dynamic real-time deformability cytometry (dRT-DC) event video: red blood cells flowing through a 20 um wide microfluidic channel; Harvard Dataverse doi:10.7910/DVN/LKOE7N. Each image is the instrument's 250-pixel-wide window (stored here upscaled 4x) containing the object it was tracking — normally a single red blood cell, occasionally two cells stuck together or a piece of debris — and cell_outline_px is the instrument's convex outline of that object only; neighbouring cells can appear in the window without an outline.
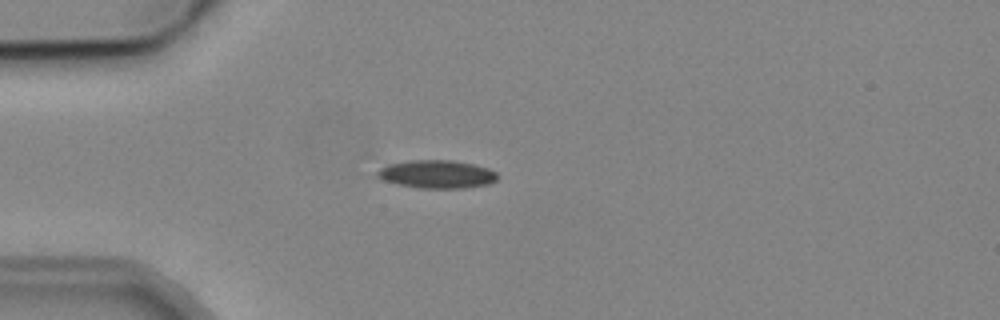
{"species": "common noctule bat (a hibernating species)", "species_latin": "Nyctalus noctula", "temperature_condition": "cold", "stored_images_in_passage": 5, "camera_frame_rate_fps": 3000, "um_per_image_px": 0.085, "animal": {"sex": "male", "body_mass_g": 19.2, "forearm_length_mm": 51.8}, "frame": {"image": 1, "passage_image": 4, "time_ms": 3.667, "image_size_px": [1000, 320], "cell_outline_px": [[496, 180], [488, 184], [464, 188], [420, 188], [396, 184], [384, 180], [376, 176], [376, 172], [380, 168], [388, 164], [408, 160], [452, 160], [472, 164], [488, 168], [496, 172]], "centroid_in_image_um": [37.09, 14.8], "position_along_channel_um": 47.9, "area_um2": 19.65}}